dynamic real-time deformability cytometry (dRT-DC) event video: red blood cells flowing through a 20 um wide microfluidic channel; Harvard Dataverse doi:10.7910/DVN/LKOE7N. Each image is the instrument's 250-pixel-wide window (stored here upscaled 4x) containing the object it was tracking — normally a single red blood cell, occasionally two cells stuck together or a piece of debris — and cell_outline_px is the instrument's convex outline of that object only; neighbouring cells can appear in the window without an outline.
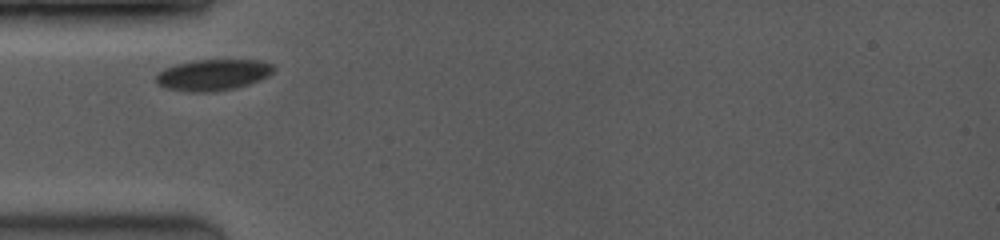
{"species": "common noctule bat (a hibernating species)", "species_latin": "Nyctalus noctula", "temperature_condition": "room temperature", "stored_images_in_passage": 12, "camera_frame_rate_fps": 3500, "um_per_image_px": 0.085, "animal": {"sex": "female", "body_mass_g": 19.0, "forearm_length_mm": 53.3}, "frame": {"image": 1, "passage_image": 1, "time_ms": 0.0, "image_size_px": [1000, 240], "cell_outline_px": [[276, 68], [268, 76], [260, 80], [248, 84], [232, 88], [212, 92], [192, 92], [164, 88], [156, 80], [156, 72], [164, 68], [176, 64], [192, 60], [256, 60], [272, 64]], "centroid_in_image_um": [18.08, 6.36], "position_along_channel_um": 66.9, "area_um2": 21.33}}
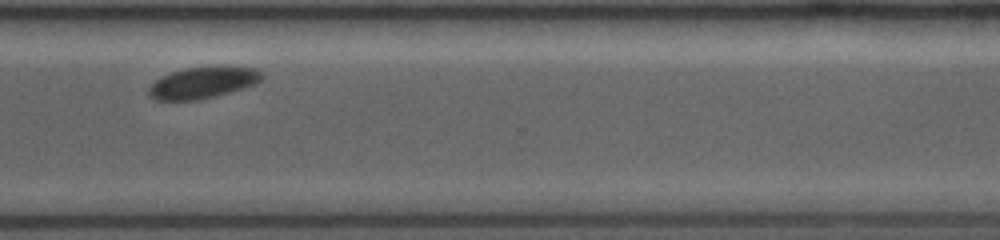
{"frame": {"image": 2, "passage_image": 10, "time_ms": 7.429, "image_size_px": [1000, 240], "cell_outline_px": [[264, 76], [256, 84], [244, 88], [216, 96], [200, 100], [156, 100], [148, 96], [148, 88], [160, 76], [184, 68], [220, 64], [256, 68], [264, 72]], "centroid_in_image_um": [17.29, 6.99], "position_along_channel_um": 353.3, "area_um2": 21.5}}
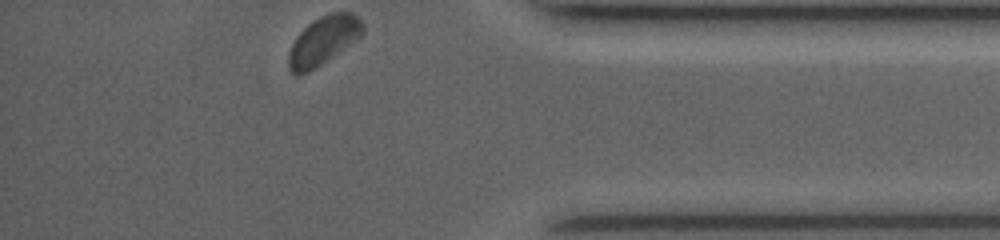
{"frame": {"image": 3, "passage_image": 12, "time_ms": 9.143, "image_size_px": [1000, 240], "cell_outline_px": [[364, 32], [356, 40], [316, 68], [308, 72], [296, 76], [288, 68], [288, 56], [292, 44], [296, 36], [312, 20], [328, 12], [352, 12], [364, 24]], "centroid_in_image_um": [27.48, 3.44], "position_along_channel_um": 407.7, "area_um2": 20.98}}